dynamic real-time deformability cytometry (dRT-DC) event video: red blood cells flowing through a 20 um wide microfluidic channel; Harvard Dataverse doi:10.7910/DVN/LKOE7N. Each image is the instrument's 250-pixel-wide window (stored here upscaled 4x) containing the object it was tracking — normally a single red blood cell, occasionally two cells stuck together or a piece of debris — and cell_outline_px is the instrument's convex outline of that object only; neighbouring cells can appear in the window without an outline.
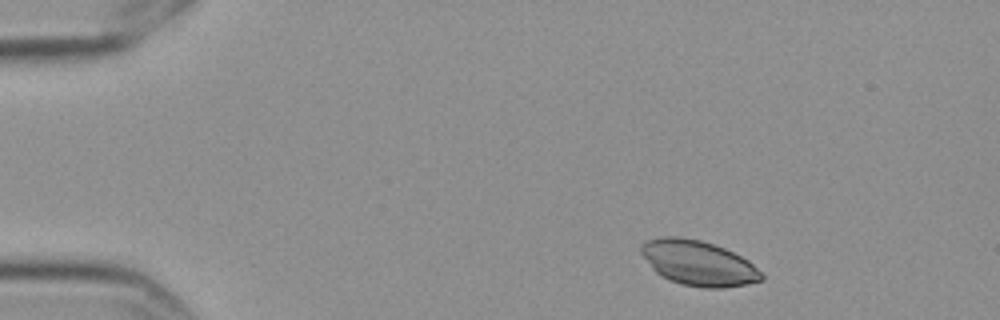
{"species": "Egyptian fruit bat (a non-hibernating species)", "species_latin": "Rousettus aegyptiacus", "temperature_condition": "cold", "stored_images_in_passage": 9, "camera_frame_rate_fps": 3000, "um_per_image_px": 0.085, "frame": {"image": 1, "passage_image": 1, "time_ms": 0.0, "image_size_px": [1000, 320], "cell_outline_px": [[764, 280], [748, 284], [724, 288], [704, 288], [680, 284], [668, 280], [656, 272], [652, 268], [640, 252], [640, 244], [648, 240], [664, 236], [680, 236], [700, 240], [724, 248], [748, 260], [764, 276]], "centroid_in_image_um": [59.34, 22.37], "position_along_channel_um": 25.7, "area_um2": 31.62}}
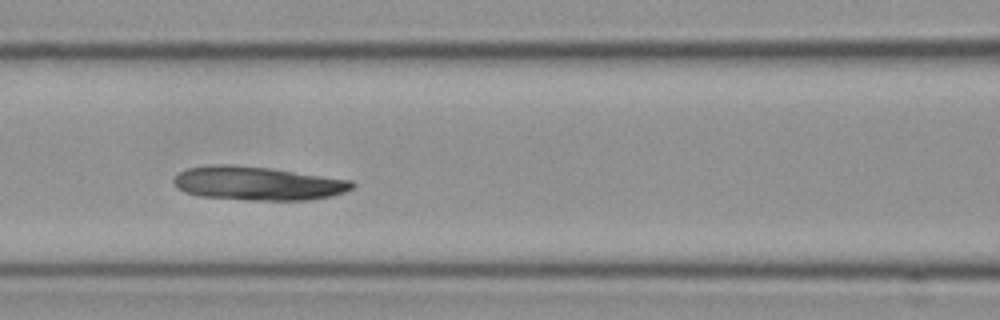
{"frame": {"image": 2, "passage_image": 6, "time_ms": 1.667, "image_size_px": [1000, 320], "cell_outline_px": [[356, 184], [352, 188], [344, 192], [332, 196], [308, 200], [248, 200], [196, 196], [184, 192], [176, 188], [172, 180], [180, 172], [188, 168], [208, 164], [232, 164], [272, 168], [352, 180]], "centroid_in_image_um": [21.88, 15.58], "position_along_channel_um": 144.7, "area_um2": 35.49}}
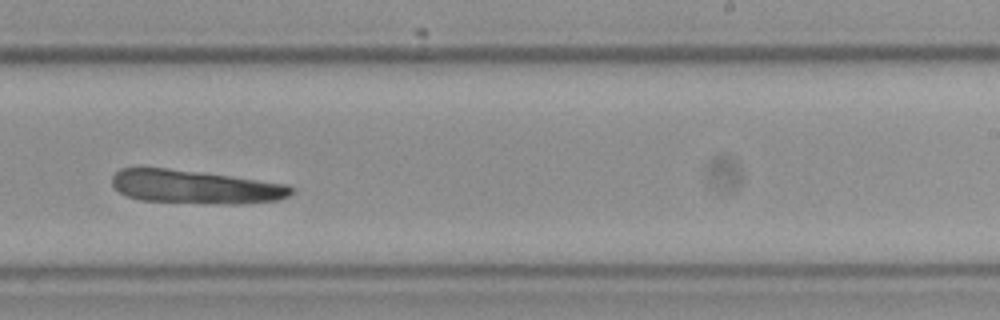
{"frame": {"image": 3, "passage_image": 9, "time_ms": 2.667, "image_size_px": [1000, 320], "cell_outline_px": [[292, 192], [288, 196], [280, 200], [244, 204], [228, 204], [140, 200], [128, 196], [120, 192], [112, 184], [112, 176], [120, 168], [168, 168], [200, 172], [288, 184], [292, 188]], "centroid_in_image_um": [16.61, 15.89], "position_along_channel_um": 272.4, "area_um2": 34.8}}